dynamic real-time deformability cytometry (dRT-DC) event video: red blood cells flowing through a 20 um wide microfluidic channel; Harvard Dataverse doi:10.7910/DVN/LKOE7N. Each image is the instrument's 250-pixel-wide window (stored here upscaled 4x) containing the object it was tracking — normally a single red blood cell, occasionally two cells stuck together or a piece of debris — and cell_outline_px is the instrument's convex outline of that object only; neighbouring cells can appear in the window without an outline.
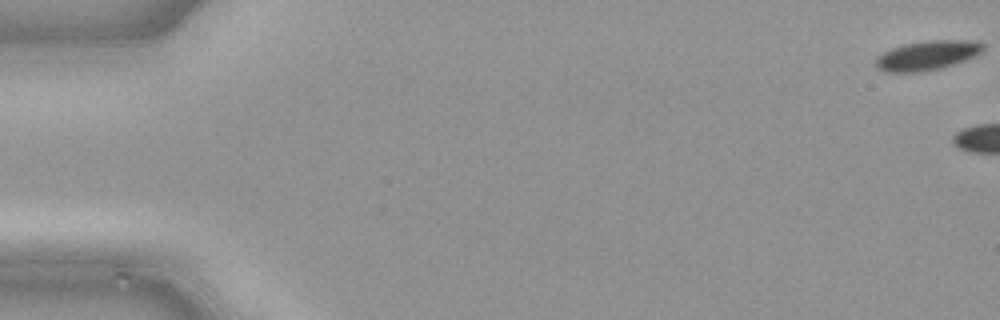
{"species": "common noctule bat (a hibernating species)", "species_latin": "Nyctalus noctula", "temperature_condition": "cold", "stored_images_in_passage": 5, "camera_frame_rate_fps": 3000, "um_per_image_px": 0.085, "animal": {"sex": "male", "body_mass_g": 21.5, "forearm_length_mm": 52.0}, "frame": {"image": 1, "passage_image": 1, "time_ms": 0.0, "image_size_px": [1000, 320], "cell_outline_px": [[984, 48], [976, 56], [940, 68], [920, 72], [884, 72], [876, 68], [876, 56], [892, 48], [904, 44], [928, 40], [968, 40], [984, 44]], "centroid_in_image_um": [78.78, 4.71], "position_along_channel_um": 6.2, "area_um2": 18.32}}